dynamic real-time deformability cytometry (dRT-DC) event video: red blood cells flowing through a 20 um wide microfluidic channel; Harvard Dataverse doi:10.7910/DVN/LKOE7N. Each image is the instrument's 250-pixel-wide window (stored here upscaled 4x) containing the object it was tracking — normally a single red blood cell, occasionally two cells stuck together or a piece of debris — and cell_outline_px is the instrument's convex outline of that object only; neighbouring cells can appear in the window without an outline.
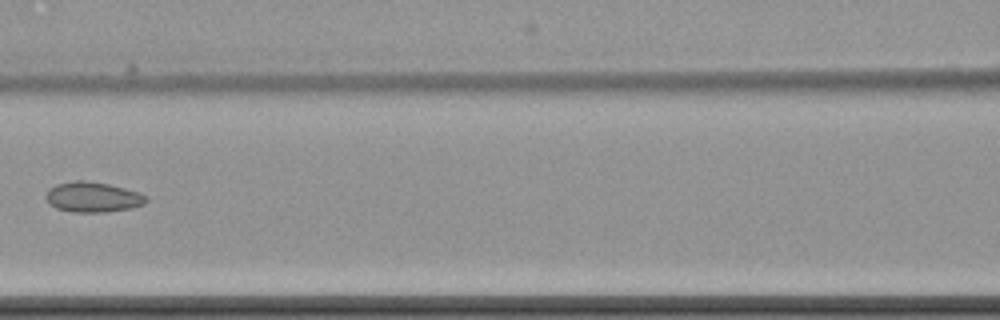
{"species": "common noctule bat (a hibernating species)", "species_latin": "Nyctalus noctula", "temperature_condition": "cold", "stored_images_in_passage": 7, "camera_frame_rate_fps": 3000, "um_per_image_px": 0.085, "animal": {"sex": "female", "body_mass_g": 22.7, "forearm_length_mm": 54.2}, "frame": {"image": 1, "passage_image": 6, "time_ms": 6.333, "image_size_px": [1000, 320], "cell_outline_px": [[148, 200], [144, 204], [132, 208], [104, 212], [72, 212], [56, 208], [48, 204], [44, 196], [48, 188], [56, 184], [72, 180], [84, 180], [108, 184], [140, 192], [148, 196]], "centroid_in_image_um": [7.86, 16.75], "position_along_channel_um": 158.7, "area_um2": 17.98}}
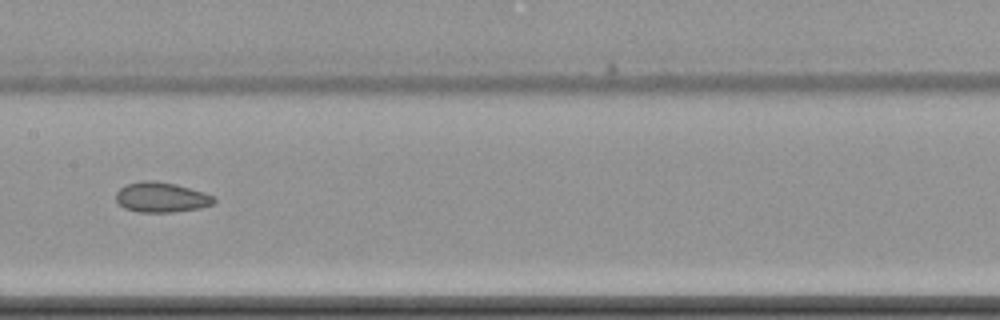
{"frame": {"image": 2, "passage_image": 7, "time_ms": 7.333, "image_size_px": [1000, 320], "cell_outline_px": [[216, 200], [212, 204], [200, 208], [172, 212], [140, 212], [124, 208], [116, 200], [116, 192], [124, 184], [140, 180], [152, 180], [176, 184], [204, 192], [216, 196]], "centroid_in_image_um": [13.71, 16.75], "position_along_channel_um": 193.7, "area_um2": 17.34}}